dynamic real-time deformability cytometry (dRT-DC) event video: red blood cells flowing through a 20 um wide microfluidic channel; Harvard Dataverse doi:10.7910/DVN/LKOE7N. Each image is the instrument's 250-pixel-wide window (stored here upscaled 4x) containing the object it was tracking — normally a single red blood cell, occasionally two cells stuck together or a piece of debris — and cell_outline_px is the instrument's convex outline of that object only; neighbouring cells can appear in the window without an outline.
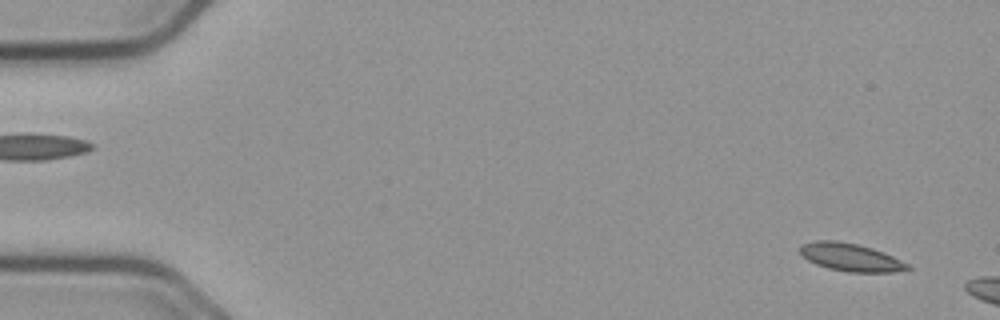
{"species": "common noctule bat (a hibernating species)", "species_latin": "Nyctalus noctula", "temperature_condition": "cold", "stored_images_in_passage": 8, "camera_frame_rate_fps": 3000, "um_per_image_px": 0.085, "animal": {"sex": "male", "body_mass_g": 23.1, "forearm_length_mm": 52.7}, "frame": {"image": 1, "passage_image": 3, "time_ms": 0.667, "image_size_px": [1000, 320], "cell_outline_px": [[912, 268], [892, 272], [848, 272], [828, 268], [816, 264], [808, 260], [800, 252], [800, 244], [816, 240], [836, 240], [856, 244], [872, 248], [892, 256], [908, 264]], "centroid_in_image_um": [72.27, 21.86], "position_along_channel_um": 12.7, "area_um2": 17.28}}